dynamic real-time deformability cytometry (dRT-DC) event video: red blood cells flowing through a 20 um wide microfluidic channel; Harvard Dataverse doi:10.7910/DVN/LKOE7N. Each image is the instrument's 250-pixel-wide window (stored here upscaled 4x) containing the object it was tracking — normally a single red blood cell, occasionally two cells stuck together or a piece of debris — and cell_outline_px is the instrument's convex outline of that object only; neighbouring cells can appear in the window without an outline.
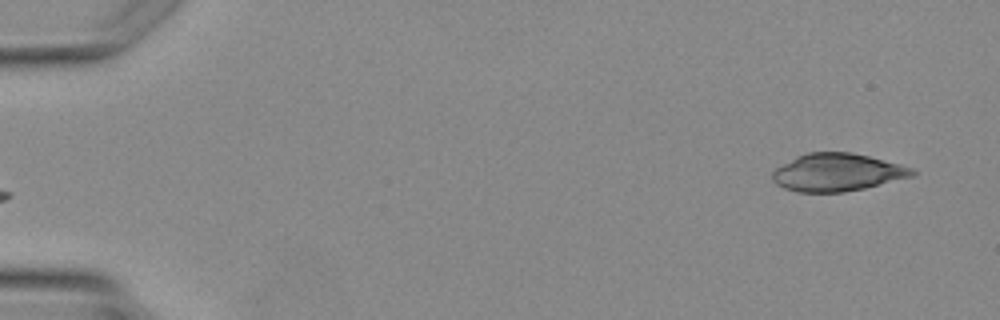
{"species": "Egyptian fruit bat (a non-hibernating species)", "species_latin": "Rousettus aegyptiacus", "temperature_condition": "warm", "stored_images_in_passage": 2, "camera_frame_rate_fps": 3000, "um_per_image_px": 0.085, "animal": {"sex": "female"}, "frame": {"image": 1, "passage_image": 2, "time_ms": 1.0, "image_size_px": [1000, 320], "cell_outline_px": [[916, 176], [864, 188], [844, 192], [796, 192], [784, 188], [776, 184], [772, 180], [772, 172], [776, 168], [796, 156], [808, 152], [852, 152], [900, 164], [912, 168], [916, 172]], "centroid_in_image_um": [71.17, 14.65], "position_along_channel_um": 13.8, "area_um2": 30.81}}